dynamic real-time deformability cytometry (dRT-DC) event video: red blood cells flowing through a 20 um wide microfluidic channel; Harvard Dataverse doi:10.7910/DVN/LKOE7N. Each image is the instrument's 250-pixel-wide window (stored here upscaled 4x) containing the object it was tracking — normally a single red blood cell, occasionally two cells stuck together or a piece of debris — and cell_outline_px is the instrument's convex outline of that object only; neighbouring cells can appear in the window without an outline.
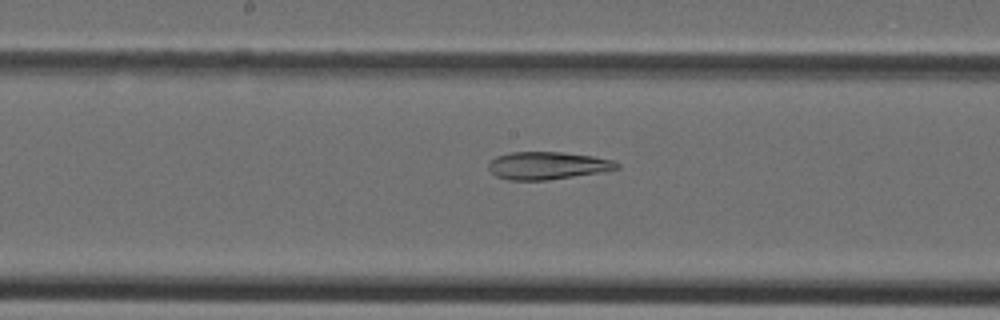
{"species": "Egyptian fruit bat (a non-hibernating species)", "species_latin": "Rousettus aegyptiacus", "temperature_condition": "cold", "stored_images_in_passage": 33, "camera_frame_rate_fps": 3000, "um_per_image_px": 0.085, "animal": {"sex": "female"}, "frame": {"image": 1, "passage_image": 14, "time_ms": 4.333, "image_size_px": [1000, 320], "cell_outline_px": [[620, 168], [608, 172], [548, 180], [508, 180], [496, 176], [488, 168], [488, 164], [496, 156], [512, 152], [564, 152], [592, 156], [612, 160], [620, 164]], "centroid_in_image_um": [46.59, 14.08], "position_along_channel_um": 201.6, "area_um2": 20.92}}
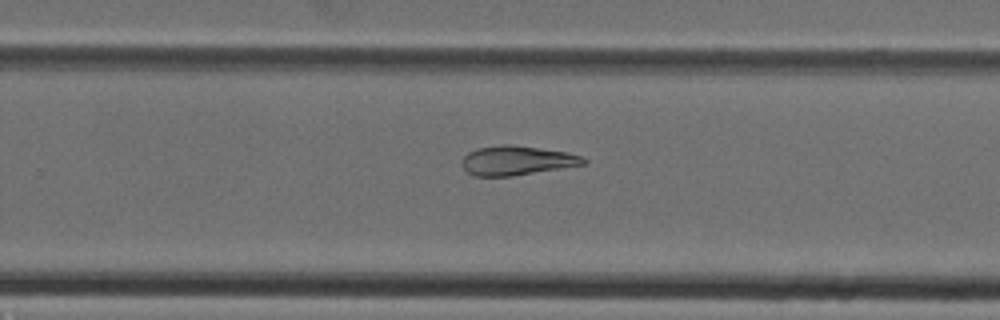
{"frame": {"image": 2, "passage_image": 19, "time_ms": 6.0, "image_size_px": [1000, 320], "cell_outline_px": [[588, 160], [584, 164], [512, 176], [472, 176], [460, 164], [464, 156], [468, 152], [476, 148], [500, 144], [508, 144], [564, 152], [580, 156]], "centroid_in_image_um": [43.84, 13.64], "position_along_channel_um": 286.0, "area_um2": 20.52}}
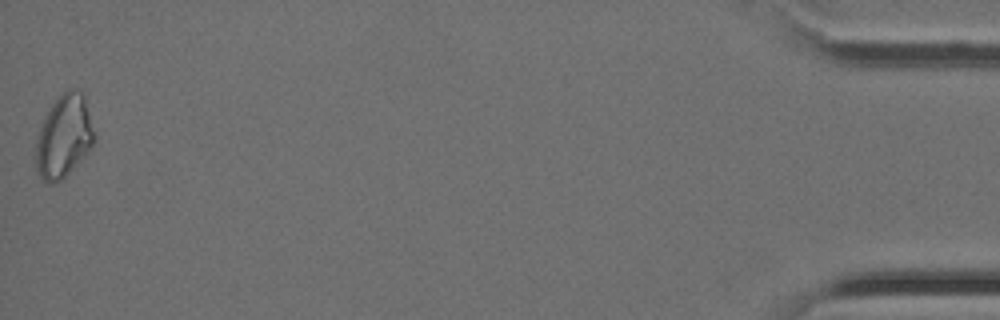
{"frame": {"image": 3, "passage_image": 33, "time_ms": 10.667, "image_size_px": [1000, 320], "cell_outline_px": [[96, 136], [88, 152], [60, 180], [52, 184], [48, 184], [36, 172], [32, 156], [36, 140], [44, 116], [52, 104], [68, 88], [72, 88], [84, 92]], "centroid_in_image_um": [5.4, 11.59], "position_along_channel_um": 429.8, "area_um2": 28.55}}